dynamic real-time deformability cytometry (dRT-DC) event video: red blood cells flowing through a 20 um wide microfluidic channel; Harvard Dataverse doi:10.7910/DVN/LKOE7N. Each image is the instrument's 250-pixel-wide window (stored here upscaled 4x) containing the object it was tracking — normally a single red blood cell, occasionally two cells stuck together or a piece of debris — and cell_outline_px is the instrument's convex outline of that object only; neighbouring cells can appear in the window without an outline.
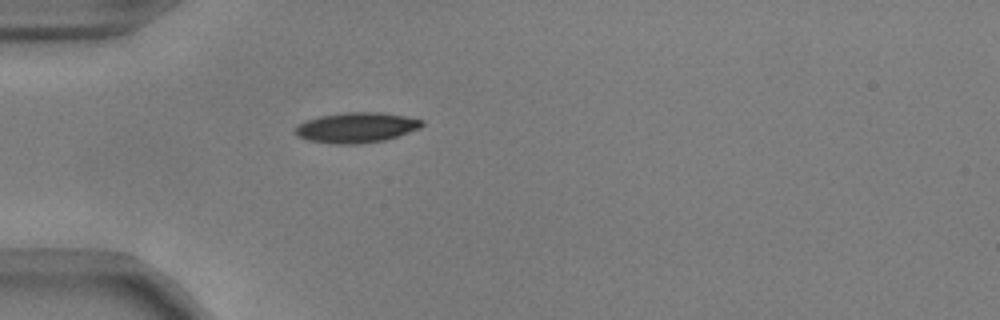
{"species": "common noctule bat (a hibernating species)", "species_latin": "Nyctalus noctula", "temperature_condition": "warm", "stored_images_in_passage": 39, "camera_frame_rate_fps": 3000, "um_per_image_px": 0.085, "animal": {"sex": "male", "body_mass_g": 17.9, "forearm_length_mm": 54.2}, "frame": {"image": 1, "passage_image": 1, "time_ms": 0.0, "image_size_px": [1000, 320], "cell_outline_px": [[424, 124], [420, 128], [384, 140], [360, 144], [332, 144], [308, 140], [296, 136], [292, 132], [300, 124], [308, 120], [320, 116], [344, 112], [380, 112], [404, 116], [424, 120]], "centroid_in_image_um": [30.27, 10.85], "position_along_channel_um": 54.7, "area_um2": 22.31}}
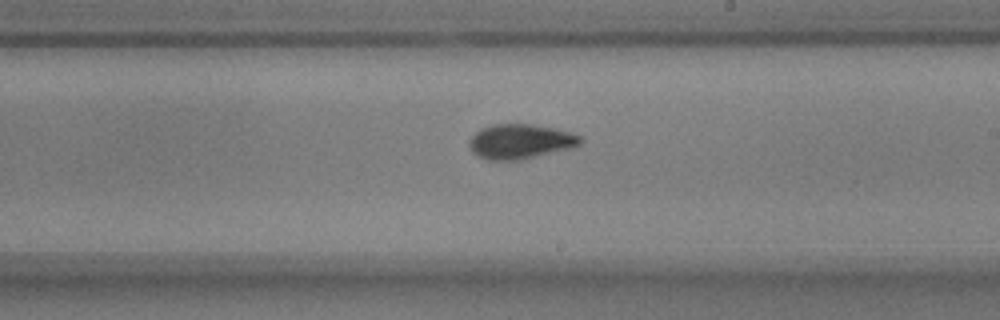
{"frame": {"image": 2, "passage_image": 17, "time_ms": 5.333, "image_size_px": [1000, 320], "cell_outline_px": [[584, 140], [580, 144], [572, 148], [520, 160], [488, 160], [476, 156], [468, 148], [468, 144], [472, 136], [480, 128], [492, 124], [532, 124], [556, 128], [572, 132], [580, 136]], "centroid_in_image_um": [44.22, 12.02], "position_along_channel_um": 244.8, "area_um2": 22.83}}
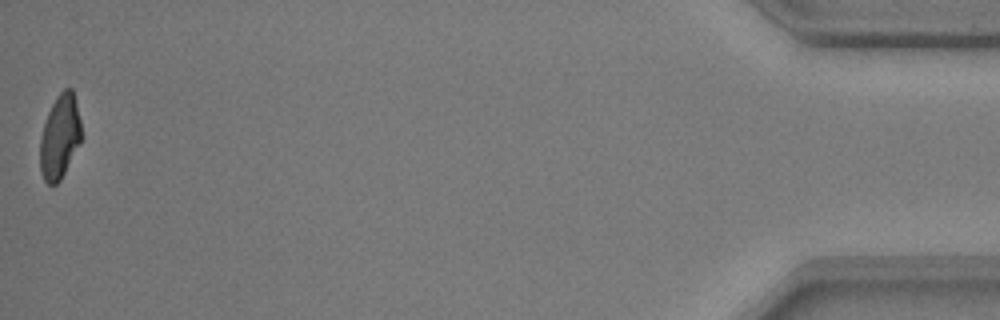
{"frame": {"image": 3, "passage_image": 39, "time_ms": 12.667, "image_size_px": [1000, 320], "cell_outline_px": [[84, 136], [80, 144], [60, 180], [56, 184], [48, 184], [44, 180], [40, 172], [40, 136], [48, 112], [56, 96], [64, 88], [72, 88]], "centroid_in_image_um": [5.09, 11.63], "position_along_channel_um": 430.1, "area_um2": 20.4}, "authors_computed_cell_mechanics": {"area_um2": 21.8484, "velocity_mm_per_s": 3.7331, "shape_relaxation_time_tau1_ms": 4.1361, "shape_relaxation_time_tau2_ms": 1.5076, "deformation_change_tau1": 0.1624, "deformation_change_tau2": 0.0656}}